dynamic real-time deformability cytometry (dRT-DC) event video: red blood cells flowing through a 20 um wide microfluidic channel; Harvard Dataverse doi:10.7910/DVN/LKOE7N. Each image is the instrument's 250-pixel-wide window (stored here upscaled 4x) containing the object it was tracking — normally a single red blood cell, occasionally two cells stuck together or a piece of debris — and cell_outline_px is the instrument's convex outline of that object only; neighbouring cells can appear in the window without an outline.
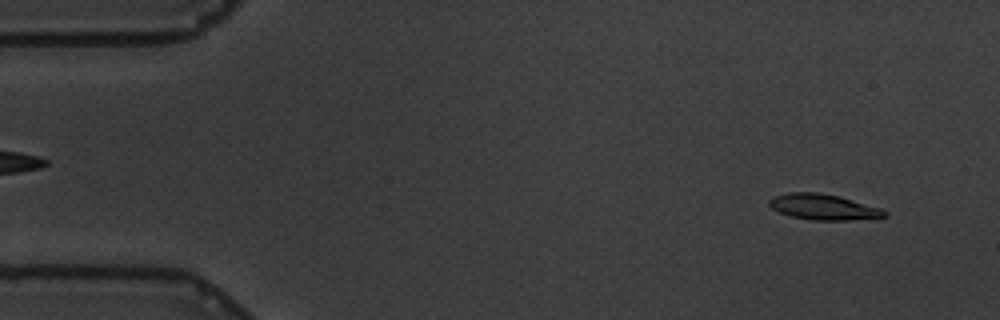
{"species": "common noctule bat (a hibernating species)", "species_latin": "Nyctalus noctula", "temperature_condition": "warm", "stored_images_in_passage": 6, "camera_frame_rate_fps": 3000, "um_per_image_px": 0.085, "animal": {"sex": "male", "body_mass_g": 19.5, "forearm_length_mm": 54.6}, "frame": {"image": 1, "passage_image": 1, "time_ms": 0.0, "image_size_px": [1000, 320], "cell_outline_px": [[888, 216], [852, 220], [812, 220], [792, 216], [780, 212], [772, 208], [768, 204], [768, 200], [772, 196], [788, 192], [820, 192], [840, 196], [880, 208], [888, 212]], "centroid_in_image_um": [69.97, 17.58], "position_along_channel_um": 15.0, "area_um2": 17.34}}